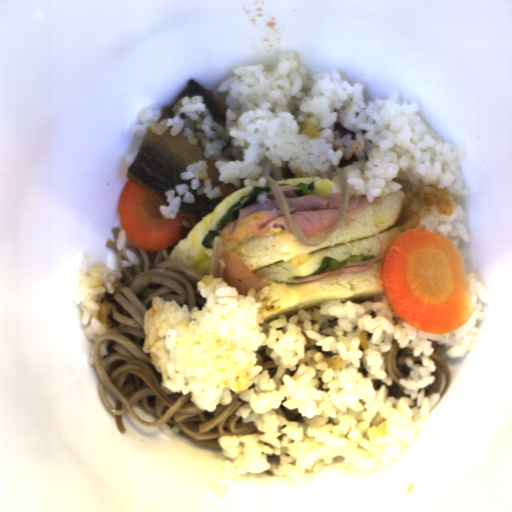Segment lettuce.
<instances>
[{
    "label": "lettuce",
    "mask_w": 512,
    "mask_h": 512,
    "mask_svg": "<svg viewBox=\"0 0 512 512\" xmlns=\"http://www.w3.org/2000/svg\"><path fill=\"white\" fill-rule=\"evenodd\" d=\"M374 253L372 254H365L364 252H360L358 254H352L349 255L345 260L340 261L339 259H336L332 256H324L322 257L321 264L317 270H315L312 273H309L308 275H314L319 272H327V271H336L338 269L343 268L345 263L347 261H359L364 259H370L373 258Z\"/></svg>",
    "instance_id": "2"
},
{
    "label": "lettuce",
    "mask_w": 512,
    "mask_h": 512,
    "mask_svg": "<svg viewBox=\"0 0 512 512\" xmlns=\"http://www.w3.org/2000/svg\"><path fill=\"white\" fill-rule=\"evenodd\" d=\"M297 187L298 188H292L294 193L296 195H298L299 197L301 196H304L306 194H310V193H313V190H314V187H315V184L314 182H310L309 184H305L303 182H300L299 184H297Z\"/></svg>",
    "instance_id": "3"
},
{
    "label": "lettuce",
    "mask_w": 512,
    "mask_h": 512,
    "mask_svg": "<svg viewBox=\"0 0 512 512\" xmlns=\"http://www.w3.org/2000/svg\"><path fill=\"white\" fill-rule=\"evenodd\" d=\"M261 192H272L267 180L265 187H262L261 185L253 186L248 192V195H241L236 203L222 214L216 222V227L212 230H208L207 234L204 235L201 247H205V249H212L214 246L215 236H219V230L224 229L227 221L236 220L237 211L248 206Z\"/></svg>",
    "instance_id": "1"
}]
</instances>
